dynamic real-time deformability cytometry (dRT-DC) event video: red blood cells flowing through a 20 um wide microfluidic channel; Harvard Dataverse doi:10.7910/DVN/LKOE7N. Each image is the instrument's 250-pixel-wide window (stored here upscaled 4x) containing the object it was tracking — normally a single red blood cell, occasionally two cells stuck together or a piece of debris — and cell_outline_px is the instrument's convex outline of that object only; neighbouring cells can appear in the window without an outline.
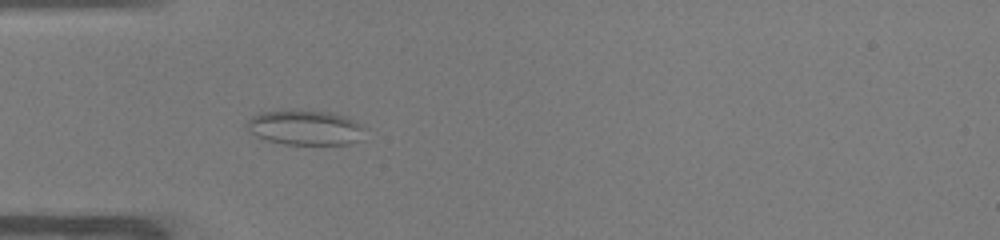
{"species": "common noctule bat (a hibernating species)", "species_latin": "Nyctalus noctula", "temperature_condition": "warm", "stored_images_in_passage": 50, "camera_frame_rate_fps": 3000, "um_per_image_px": 0.085, "animal": {"sex": "male", "body_mass_g": 19.0, "forearm_length_mm": 50.8}, "frame": {"image": 1, "passage_image": 15, "time_ms": 4.667, "image_size_px": [1000, 240], "cell_outline_px": [[364, 128], [360, 140], [348, 144], [284, 144], [268, 140], [256, 136], [244, 124], [252, 116], [260, 112], [332, 112], [348, 116], [364, 124]], "centroid_in_image_um": [26.0, 10.86], "position_along_channel_um": 59.0, "area_um2": 23.58}}
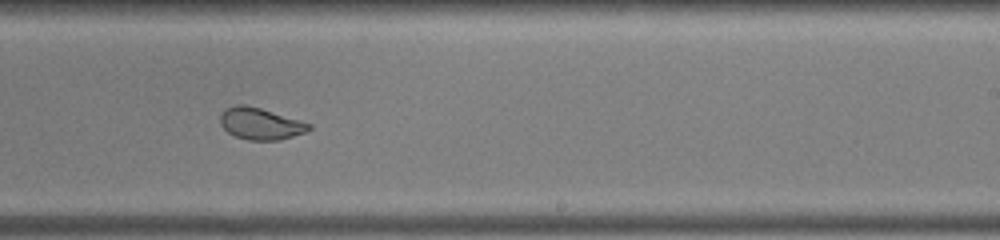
{"frame": {"image": 2, "passage_image": 31, "time_ms": 10.0, "image_size_px": [1000, 240], "cell_outline_px": [[312, 128], [304, 132], [280, 140], [248, 140], [236, 136], [228, 132], [220, 124], [220, 116], [228, 108], [236, 104], [244, 104], [260, 108], [300, 120], [312, 124]], "centroid_in_image_um": [22.15, 10.51], "position_along_channel_um": 266.9, "area_um2": 16.18}}
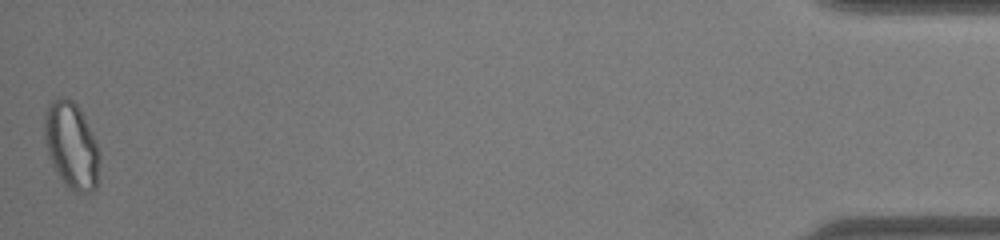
{"frame": {"image": 3, "passage_image": 50, "time_ms": 16.333, "image_size_px": [1000, 240], "cell_outline_px": [[100, 160], [96, 188], [92, 192], [76, 192], [60, 176], [52, 164], [44, 140], [44, 116], [48, 104], [52, 100], [72, 100], [80, 108], [84, 116], [96, 144], [100, 156]], "centroid_in_image_um": [6.07, 12.36], "position_along_channel_um": 429.1, "area_um2": 27.17}}